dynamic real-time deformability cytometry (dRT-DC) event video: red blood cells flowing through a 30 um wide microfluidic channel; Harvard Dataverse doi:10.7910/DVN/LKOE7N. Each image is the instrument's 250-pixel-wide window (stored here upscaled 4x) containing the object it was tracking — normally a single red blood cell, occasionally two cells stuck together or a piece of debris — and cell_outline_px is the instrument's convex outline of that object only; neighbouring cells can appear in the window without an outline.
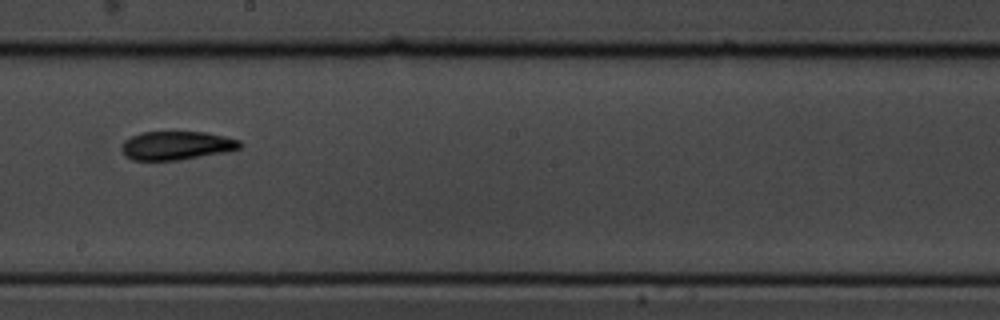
{"species": "common noctule bat (a hibernating species)", "species_latin": "Nyctalus noctula", "temperature_condition": "cold", "stored_images_in_passage": 16, "camera_frame_rate_fps": 3000, "um_per_image_px": 0.085, "animal": {"sex": "male", "body_mass_g": 19.5, "forearm_length_mm": 54.6}, "frame": {"image": 1, "passage_image": 10, "time_ms": 3.0, "image_size_px": [1000, 320], "cell_outline_px": [[244, 144], [240, 148], [224, 152], [180, 160], [132, 160], [124, 156], [120, 148], [124, 140], [140, 132], [208, 132], [240, 140]], "centroid_in_image_um": [14.99, 12.37], "position_along_channel_um": 233.2, "area_um2": 19.88}}
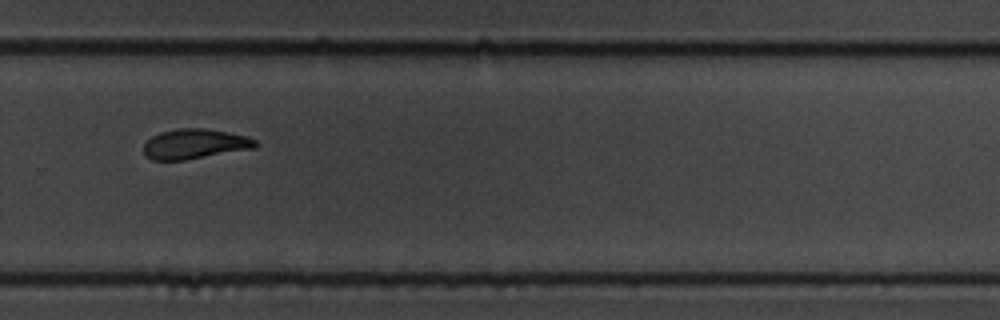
{"frame": {"image": 2, "passage_image": 12, "time_ms": 3.667, "image_size_px": [1000, 320], "cell_outline_px": [[260, 144], [256, 148], [184, 160], [152, 160], [144, 152], [144, 144], [152, 136], [160, 132], [176, 128], [204, 128], [228, 132], [244, 136], [256, 140]], "centroid_in_image_um": [16.58, 12.23], "position_along_channel_um": 313.2, "area_um2": 19.48}}